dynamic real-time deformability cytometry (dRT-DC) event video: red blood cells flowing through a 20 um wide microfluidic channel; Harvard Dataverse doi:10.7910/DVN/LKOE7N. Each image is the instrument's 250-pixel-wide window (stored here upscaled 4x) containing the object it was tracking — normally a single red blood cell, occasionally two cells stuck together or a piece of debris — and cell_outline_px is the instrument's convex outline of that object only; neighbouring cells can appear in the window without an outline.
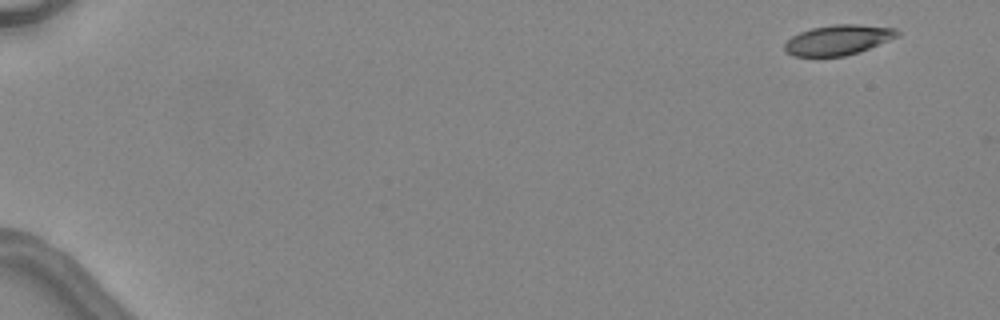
{"species": "common noctule bat (a hibernating species)", "species_latin": "Nyctalus noctula", "temperature_condition": "warm", "stored_images_in_passage": 6, "camera_frame_rate_fps": 3000, "um_per_image_px": 0.085, "animal": {"sex": "female", "body_mass_g": 24.6, "forearm_length_mm": 56.2}, "frame": {"image": 1, "passage_image": 1, "time_ms": 0.0, "image_size_px": [1000, 320], "cell_outline_px": [[900, 36], [860, 52], [844, 56], [792, 56], [784, 48], [784, 44], [792, 36], [800, 32], [812, 28], [832, 24], [860, 24], [896, 28], [900, 32]], "centroid_in_image_um": [71.29, 3.38], "position_along_channel_um": 13.7, "area_um2": 19.88}}
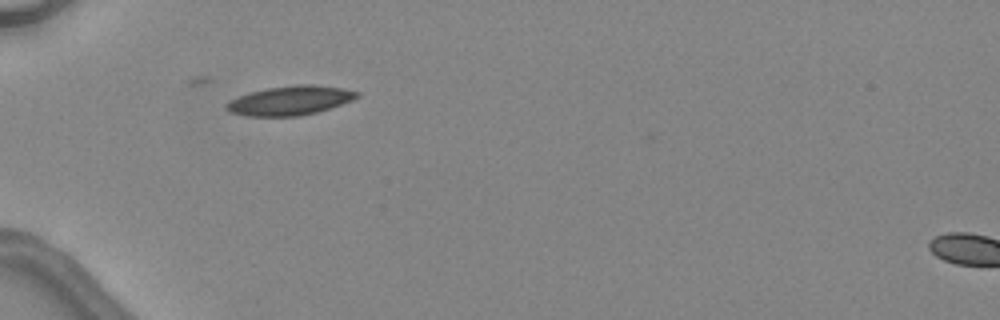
{"frame": {"image": 2, "passage_image": 5, "time_ms": 4.667, "image_size_px": [1000, 320], "cell_outline_px": [[360, 96], [352, 100], [316, 112], [300, 116], [248, 116], [228, 112], [224, 108], [224, 104], [228, 100], [252, 92], [268, 88], [296, 84], [312, 84], [344, 88], [360, 92]], "centroid_in_image_um": [24.63, 8.54], "position_along_channel_um": 60.4, "area_um2": 22.25}}